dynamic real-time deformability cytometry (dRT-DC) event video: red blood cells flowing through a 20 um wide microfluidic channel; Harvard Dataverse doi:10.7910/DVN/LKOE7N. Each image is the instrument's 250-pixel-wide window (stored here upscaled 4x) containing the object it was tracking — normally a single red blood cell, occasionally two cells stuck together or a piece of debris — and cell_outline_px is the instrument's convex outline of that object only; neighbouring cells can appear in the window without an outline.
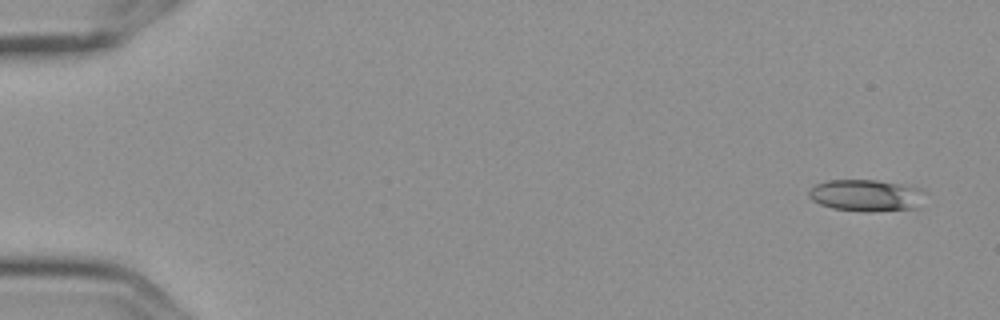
{"species": "Egyptian fruit bat (a non-hibernating species)", "species_latin": "Rousettus aegyptiacus", "temperature_condition": "cold", "stored_images_in_passage": 6, "segment_of_instrument_passage": [1, 2], "camera_frame_rate_fps": 3000, "um_per_image_px": 0.085, "frame": {"image": 1, "passage_image": 1, "time_ms": 0.0, "image_size_px": [1000, 320], "cell_outline_px": [[924, 188], [916, 208], [832, 208], [820, 204], [812, 200], [808, 196], [808, 192], [816, 184], [828, 180], [876, 180]], "centroid_in_image_um": [73.54, 16.53], "position_along_channel_um": 11.5, "area_um2": 20.06}}
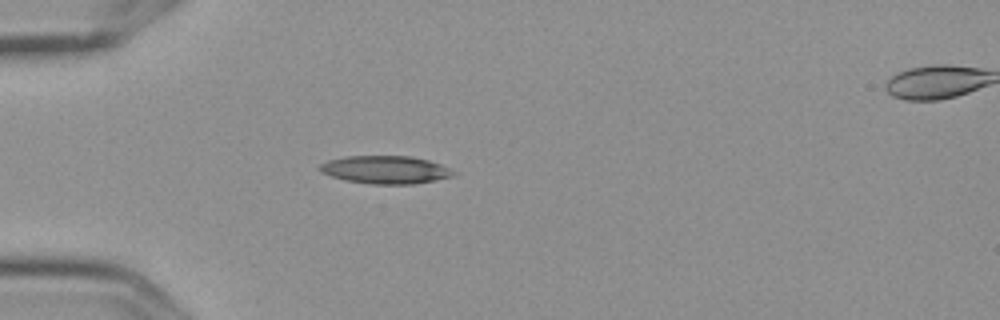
{"frame": {"image": 2, "passage_image": 5, "time_ms": 1.333, "image_size_px": [1000, 320], "cell_outline_px": [[456, 176], [412, 184], [372, 184], [344, 180], [320, 172], [320, 164], [328, 160], [344, 156], [412, 156], [428, 160], [440, 164], [456, 172]], "centroid_in_image_um": [32.76, 14.42], "position_along_channel_um": 52.2, "area_um2": 21.73}}